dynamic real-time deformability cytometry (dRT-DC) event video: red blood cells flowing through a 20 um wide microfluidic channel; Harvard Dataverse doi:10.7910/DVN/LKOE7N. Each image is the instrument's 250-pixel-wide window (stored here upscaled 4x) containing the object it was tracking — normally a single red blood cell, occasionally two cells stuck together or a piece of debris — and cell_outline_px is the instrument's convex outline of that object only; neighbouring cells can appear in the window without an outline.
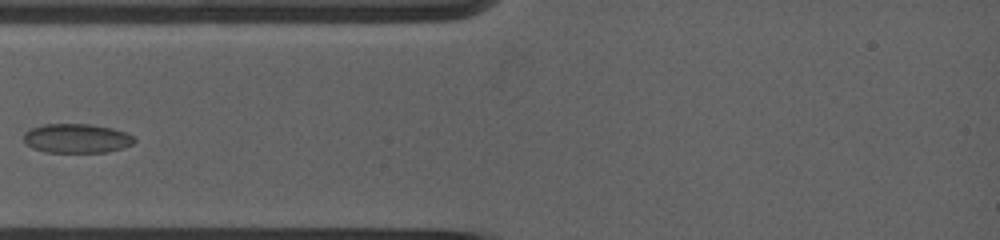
{"species": "common noctule bat (a hibernating species)", "species_latin": "Nyctalus noctula", "temperature_condition": "warm", "stored_images_in_passage": 5, "camera_frame_rate_fps": 5000, "um_per_image_px": 0.085, "animal": {"sex": "female", "body_mass_g": 19.0, "forearm_length_mm": 53.3}, "frame": {"image": 1, "passage_image": 2, "time_ms": 0.6, "image_size_px": [1000, 240], "cell_outline_px": [[136, 140], [132, 144], [108, 152], [44, 152], [32, 148], [24, 140], [24, 132], [32, 128], [44, 124], [88, 124], [112, 128], [124, 132], [132, 136]], "centroid_in_image_um": [6.5, 11.76], "position_along_channel_um": 78.5, "area_um2": 18.67}}
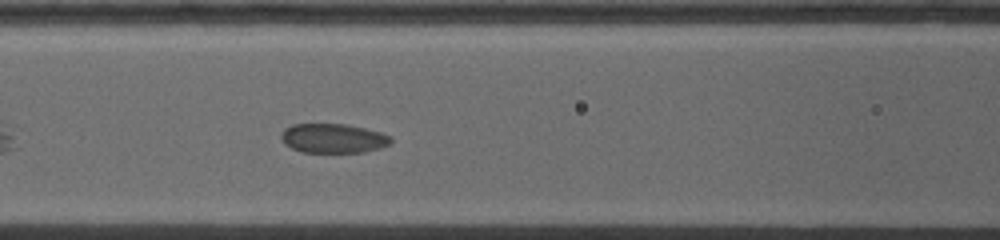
{"frame": {"image": 2, "passage_image": 5, "time_ms": 2.2, "image_size_px": [1000, 240], "cell_outline_px": [[392, 140], [388, 144], [380, 148], [364, 152], [300, 152], [284, 144], [280, 136], [284, 128], [292, 124], [340, 124], [364, 128], [380, 132], [392, 136]], "centroid_in_image_um": [28.29, 11.76], "position_along_channel_um": 138.3, "area_um2": 18.73}}